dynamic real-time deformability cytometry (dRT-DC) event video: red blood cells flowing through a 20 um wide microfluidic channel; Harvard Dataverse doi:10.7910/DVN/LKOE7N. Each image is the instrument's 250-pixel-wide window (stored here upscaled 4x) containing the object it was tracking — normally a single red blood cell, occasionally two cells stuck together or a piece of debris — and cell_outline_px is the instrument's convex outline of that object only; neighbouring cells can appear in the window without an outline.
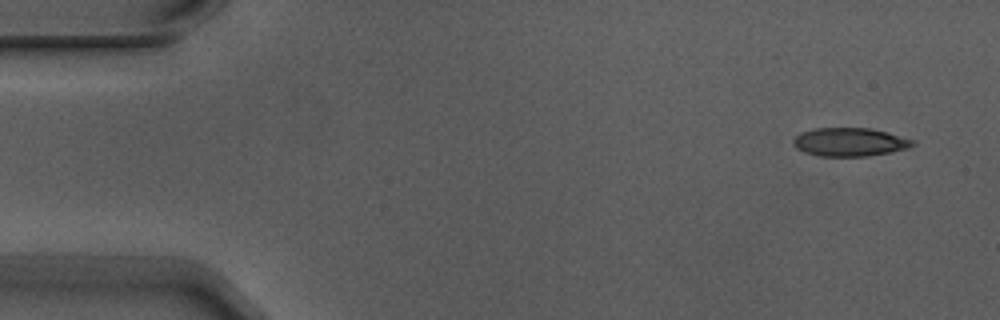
{"species": "Egyptian fruit bat (a non-hibernating species)", "species_latin": "Rousettus aegyptiacus", "temperature_condition": "warm", "stored_images_in_passage": 4, "camera_frame_rate_fps": 3000, "um_per_image_px": 0.085, "animal": {"sex": "male"}, "frame": {"image": 1, "passage_image": 1, "time_ms": 0.0, "image_size_px": [1000, 320], "cell_outline_px": [[916, 144], [908, 148], [868, 156], [820, 156], [804, 152], [796, 148], [792, 144], [792, 140], [796, 136], [804, 132], [816, 128], [872, 128], [888, 132], [916, 140]], "centroid_in_image_um": [72.26, 12.07], "position_along_channel_um": 12.7, "area_um2": 19.83}}
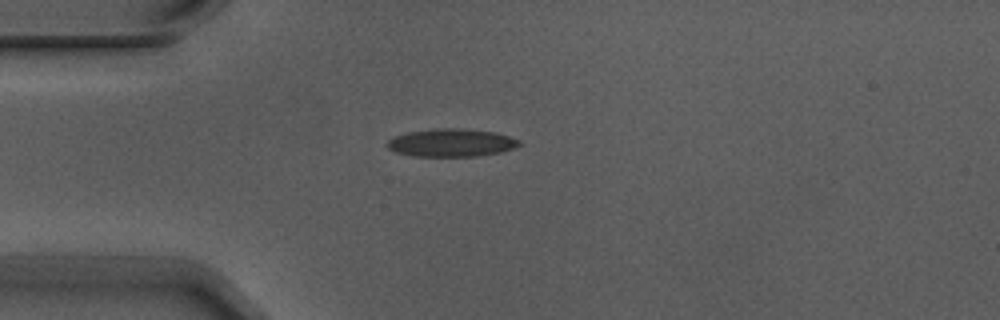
{"frame": {"image": 2, "passage_image": 4, "time_ms": 1.0, "image_size_px": [1000, 320], "cell_outline_px": [[524, 144], [500, 152], [476, 156], [416, 156], [396, 152], [388, 148], [384, 144], [388, 140], [396, 136], [408, 132], [436, 128], [456, 128], [496, 132], [520, 140]], "centroid_in_image_um": [38.37, 12.13], "position_along_channel_um": 46.6, "area_um2": 21.39}}